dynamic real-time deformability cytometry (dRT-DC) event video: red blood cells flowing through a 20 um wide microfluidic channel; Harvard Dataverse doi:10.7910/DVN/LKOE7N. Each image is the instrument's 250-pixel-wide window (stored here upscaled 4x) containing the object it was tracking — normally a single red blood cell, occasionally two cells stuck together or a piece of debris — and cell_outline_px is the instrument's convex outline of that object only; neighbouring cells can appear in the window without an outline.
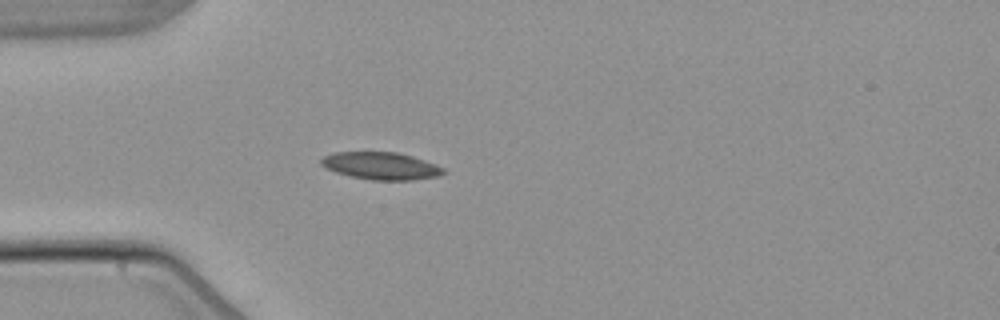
{"species": "common noctule bat (a hibernating species)", "species_latin": "Nyctalus noctula", "temperature_condition": "warm", "stored_images_in_passage": 1, "camera_frame_rate_fps": 3000, "um_per_image_px": 0.085, "animal": {"sex": "male", "body_mass_g": 21.5, "forearm_length_mm": 52.0}, "frame": {"image": 1, "passage_image": 1, "time_ms": 0.0, "image_size_px": [1000, 320], "cell_outline_px": [[444, 172], [436, 176], [412, 180], [372, 180], [352, 176], [336, 172], [320, 164], [320, 160], [324, 156], [336, 152], [396, 152], [412, 156], [436, 164], [444, 168]], "centroid_in_image_um": [32.38, 14.09], "position_along_channel_um": 52.6, "area_um2": 19.25}}